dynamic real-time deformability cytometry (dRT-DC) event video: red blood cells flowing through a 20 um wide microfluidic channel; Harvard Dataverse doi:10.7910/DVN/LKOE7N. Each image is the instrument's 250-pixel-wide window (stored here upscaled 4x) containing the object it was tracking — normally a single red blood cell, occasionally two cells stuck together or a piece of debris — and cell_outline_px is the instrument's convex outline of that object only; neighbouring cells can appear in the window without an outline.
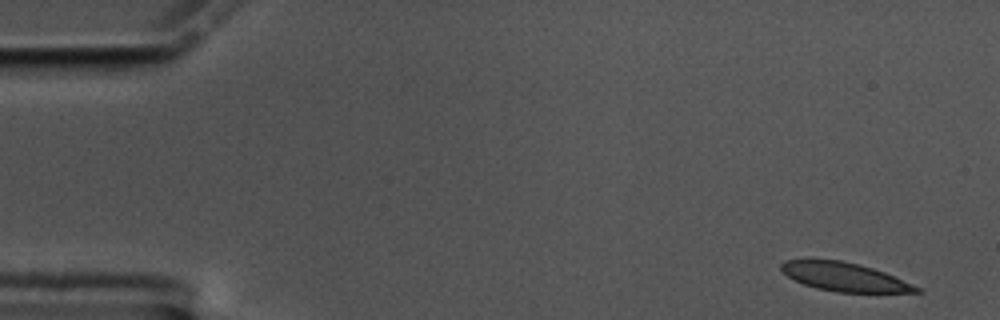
{"species": "common noctule bat (a hibernating species)", "species_latin": "Nyctalus noctula", "temperature_condition": "cold", "stored_images_in_passage": 55, "camera_frame_rate_fps": 3000, "um_per_image_px": 0.085, "animal": {"sex": "male", "body_mass_g": 17.5, "forearm_length_mm": 52.3}, "frame": {"image": 1, "passage_image": 1, "time_ms": 0.0, "image_size_px": [1000, 320], "cell_outline_px": [[924, 292], [836, 292], [816, 288], [804, 284], [788, 276], [780, 268], [780, 264], [784, 260], [808, 256], [840, 260], [860, 264], [884, 272], [920, 288]], "centroid_in_image_um": [71.66, 23.48], "position_along_channel_um": 13.3, "area_um2": 22.95}}
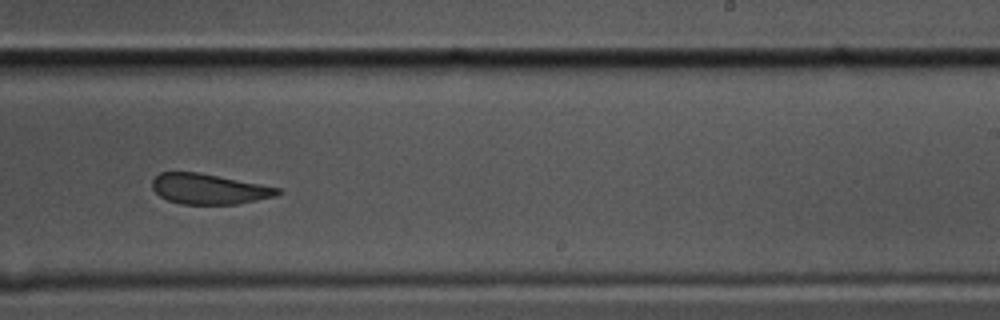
{"frame": {"image": 2, "passage_image": 33, "time_ms": 10.667, "image_size_px": [1000, 320], "cell_outline_px": [[280, 192], [276, 196], [236, 204], [180, 204], [168, 200], [160, 196], [152, 188], [152, 180], [160, 172], [200, 172], [280, 188]], "centroid_in_image_um": [17.73, 16.06], "position_along_channel_um": 271.3, "area_um2": 22.08}}
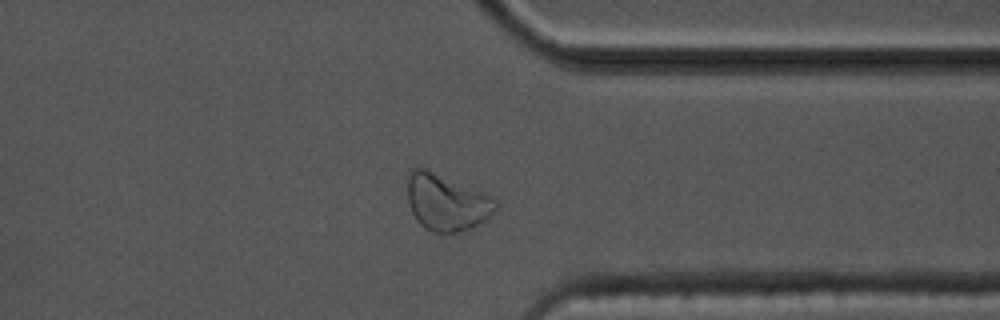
{"frame": {"image": 3, "passage_image": 42, "time_ms": 13.667, "image_size_px": [1000, 320], "cell_outline_px": [[500, 204], [484, 220], [472, 228], [456, 232], [432, 232], [420, 224], [412, 212], [408, 204], [408, 172], [412, 168], [424, 168], [484, 192], [496, 200]], "centroid_in_image_um": [37.94, 17.19], "position_along_channel_um": 373.5, "area_um2": 28.78}, "authors_computed_cell_mechanics": {"area_um2": 24.5072, "velocity_mm_per_s": 3.5052, "shape_relaxation_time_tau1_ms": 9.8421, "shape_relaxation_time_tau2_ms": 1.1551, "deformation_change_tau1": 0.1524, "deformation_change_tau2": 0.0774}}